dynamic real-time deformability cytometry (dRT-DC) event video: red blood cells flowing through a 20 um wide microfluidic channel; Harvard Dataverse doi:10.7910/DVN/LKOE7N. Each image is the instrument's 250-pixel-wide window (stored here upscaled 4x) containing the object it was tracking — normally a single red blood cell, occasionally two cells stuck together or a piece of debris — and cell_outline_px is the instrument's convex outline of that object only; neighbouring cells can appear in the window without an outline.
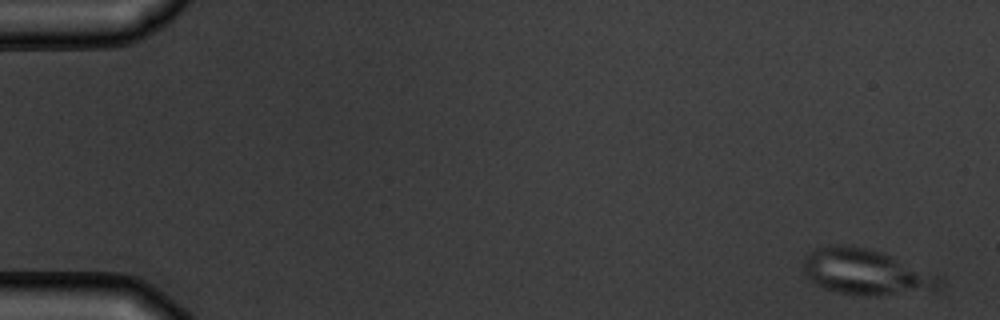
{"species": "common noctule bat (a hibernating species)", "species_latin": "Nyctalus noctula", "temperature_condition": "warm", "stored_images_in_passage": 5, "camera_frame_rate_fps": 3000, "um_per_image_px": 0.085, "animal": {"sex": "male", "body_mass_g": 19.5, "forearm_length_mm": 54.6}, "frame": {"image": 1, "passage_image": 1, "time_ms": 0.0, "image_size_px": [1000, 320], "cell_outline_px": [[944, 284], [940, 288], [876, 296], [860, 296], [836, 292], [824, 288], [816, 284], [804, 272], [804, 256], [816, 248], [836, 244], [840, 244], [868, 248], [892, 256], [940, 276], [944, 280]], "centroid_in_image_um": [73.59, 23.12], "position_along_channel_um": 11.4, "area_um2": 36.07}}